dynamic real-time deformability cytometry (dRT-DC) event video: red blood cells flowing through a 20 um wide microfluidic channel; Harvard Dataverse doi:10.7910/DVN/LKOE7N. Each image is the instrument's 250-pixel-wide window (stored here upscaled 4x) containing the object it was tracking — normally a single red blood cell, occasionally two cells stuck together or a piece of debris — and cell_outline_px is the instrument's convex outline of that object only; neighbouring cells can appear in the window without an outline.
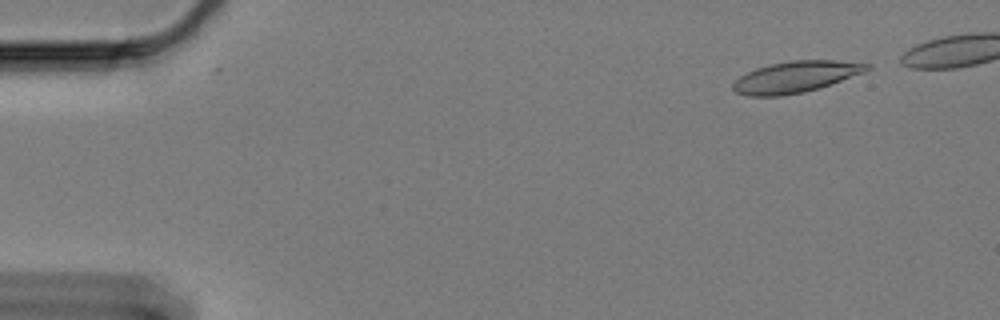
{"species": "Egyptian fruit bat (a non-hibernating species)", "species_latin": "Rousettus aegyptiacus", "temperature_condition": "cold", "stored_images_in_passage": 51, "camera_frame_rate_fps": 3000, "um_per_image_px": 0.085, "animal": {"sex": "female"}, "frame": {"image": 1, "passage_image": 3, "time_ms": 0.667, "image_size_px": [1000, 320], "cell_outline_px": [[872, 68], [864, 72], [820, 88], [804, 92], [780, 96], [748, 96], [736, 92], [732, 88], [732, 84], [740, 76], [756, 68], [768, 64], [792, 60], [832, 60], [872, 64]], "centroid_in_image_um": [67.63, 6.53], "position_along_channel_um": 17.4, "area_um2": 24.45}}
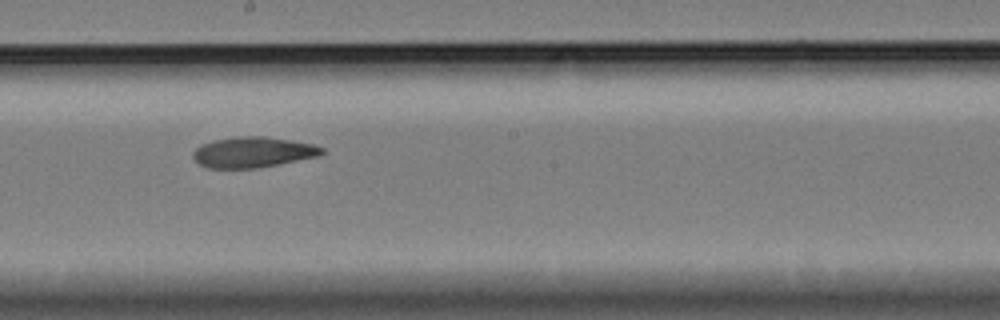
{"frame": {"image": 2, "passage_image": 31, "time_ms": 10.0, "image_size_px": [1000, 320], "cell_outline_px": [[324, 152], [320, 156], [256, 168], [208, 168], [200, 164], [192, 156], [192, 152], [200, 144], [212, 140], [236, 136], [260, 136], [316, 144], [324, 148]], "centroid_in_image_um": [21.49, 12.93], "position_along_channel_um": 226.7, "area_um2": 23.0}}
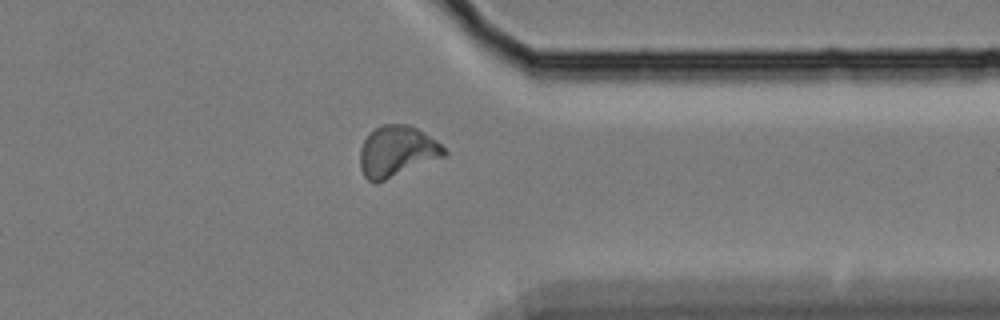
{"frame": {"image": 3, "passage_image": 45, "time_ms": 14.667, "image_size_px": [1000, 320], "cell_outline_px": [[448, 152], [444, 156], [376, 184], [372, 184], [364, 176], [360, 168], [360, 148], [368, 132], [380, 124], [408, 124], [424, 132], [436, 140]], "centroid_in_image_um": [33.69, 12.86], "position_along_channel_um": 377.7, "area_um2": 25.14}}